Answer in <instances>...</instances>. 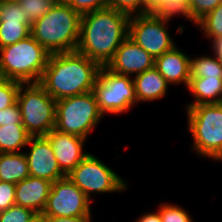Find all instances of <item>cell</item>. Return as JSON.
<instances>
[{"label": "cell", "instance_id": "1", "mask_svg": "<svg viewBox=\"0 0 222 222\" xmlns=\"http://www.w3.org/2000/svg\"><path fill=\"white\" fill-rule=\"evenodd\" d=\"M130 16L106 7L81 15L77 52L106 66L129 35Z\"/></svg>", "mask_w": 222, "mask_h": 222}, {"label": "cell", "instance_id": "2", "mask_svg": "<svg viewBox=\"0 0 222 222\" xmlns=\"http://www.w3.org/2000/svg\"><path fill=\"white\" fill-rule=\"evenodd\" d=\"M100 65L77 51L50 54L39 81L56 101L91 92Z\"/></svg>", "mask_w": 222, "mask_h": 222}, {"label": "cell", "instance_id": "3", "mask_svg": "<svg viewBox=\"0 0 222 222\" xmlns=\"http://www.w3.org/2000/svg\"><path fill=\"white\" fill-rule=\"evenodd\" d=\"M80 19L67 2L57 1L32 24L31 35L49 54L73 52L79 40Z\"/></svg>", "mask_w": 222, "mask_h": 222}, {"label": "cell", "instance_id": "4", "mask_svg": "<svg viewBox=\"0 0 222 222\" xmlns=\"http://www.w3.org/2000/svg\"><path fill=\"white\" fill-rule=\"evenodd\" d=\"M49 55L30 35L0 48V75L21 83H39Z\"/></svg>", "mask_w": 222, "mask_h": 222}, {"label": "cell", "instance_id": "5", "mask_svg": "<svg viewBox=\"0 0 222 222\" xmlns=\"http://www.w3.org/2000/svg\"><path fill=\"white\" fill-rule=\"evenodd\" d=\"M186 113L195 153L222 161V103L190 106Z\"/></svg>", "mask_w": 222, "mask_h": 222}, {"label": "cell", "instance_id": "6", "mask_svg": "<svg viewBox=\"0 0 222 222\" xmlns=\"http://www.w3.org/2000/svg\"><path fill=\"white\" fill-rule=\"evenodd\" d=\"M17 103L31 136H46L56 125V100L39 83H22Z\"/></svg>", "mask_w": 222, "mask_h": 222}, {"label": "cell", "instance_id": "7", "mask_svg": "<svg viewBox=\"0 0 222 222\" xmlns=\"http://www.w3.org/2000/svg\"><path fill=\"white\" fill-rule=\"evenodd\" d=\"M104 117L93 92L56 101V125L60 132L87 139Z\"/></svg>", "mask_w": 222, "mask_h": 222}, {"label": "cell", "instance_id": "8", "mask_svg": "<svg viewBox=\"0 0 222 222\" xmlns=\"http://www.w3.org/2000/svg\"><path fill=\"white\" fill-rule=\"evenodd\" d=\"M173 16L154 12L130 16L128 37L155 59L176 46L167 28Z\"/></svg>", "mask_w": 222, "mask_h": 222}, {"label": "cell", "instance_id": "9", "mask_svg": "<svg viewBox=\"0 0 222 222\" xmlns=\"http://www.w3.org/2000/svg\"><path fill=\"white\" fill-rule=\"evenodd\" d=\"M92 92L103 115L125 113L137 103L131 76L116 74L105 66L100 67Z\"/></svg>", "mask_w": 222, "mask_h": 222}, {"label": "cell", "instance_id": "10", "mask_svg": "<svg viewBox=\"0 0 222 222\" xmlns=\"http://www.w3.org/2000/svg\"><path fill=\"white\" fill-rule=\"evenodd\" d=\"M67 177L92 201L91 193L122 192L128 188L111 167L89 153Z\"/></svg>", "mask_w": 222, "mask_h": 222}, {"label": "cell", "instance_id": "11", "mask_svg": "<svg viewBox=\"0 0 222 222\" xmlns=\"http://www.w3.org/2000/svg\"><path fill=\"white\" fill-rule=\"evenodd\" d=\"M47 217H79L91 213V201L67 177L52 183L43 212Z\"/></svg>", "mask_w": 222, "mask_h": 222}, {"label": "cell", "instance_id": "12", "mask_svg": "<svg viewBox=\"0 0 222 222\" xmlns=\"http://www.w3.org/2000/svg\"><path fill=\"white\" fill-rule=\"evenodd\" d=\"M24 152L28 161L29 175L55 182L66 175L61 171L50 141L46 136H31Z\"/></svg>", "mask_w": 222, "mask_h": 222}, {"label": "cell", "instance_id": "13", "mask_svg": "<svg viewBox=\"0 0 222 222\" xmlns=\"http://www.w3.org/2000/svg\"><path fill=\"white\" fill-rule=\"evenodd\" d=\"M154 63L149 53L127 37L105 67L116 74L134 77L153 68Z\"/></svg>", "mask_w": 222, "mask_h": 222}, {"label": "cell", "instance_id": "14", "mask_svg": "<svg viewBox=\"0 0 222 222\" xmlns=\"http://www.w3.org/2000/svg\"><path fill=\"white\" fill-rule=\"evenodd\" d=\"M46 137L61 171L67 176L89 153L84 152L85 138L67 134L53 128Z\"/></svg>", "mask_w": 222, "mask_h": 222}, {"label": "cell", "instance_id": "15", "mask_svg": "<svg viewBox=\"0 0 222 222\" xmlns=\"http://www.w3.org/2000/svg\"><path fill=\"white\" fill-rule=\"evenodd\" d=\"M190 58L177 46L155 58L154 67L171 85L185 84L190 81Z\"/></svg>", "mask_w": 222, "mask_h": 222}, {"label": "cell", "instance_id": "16", "mask_svg": "<svg viewBox=\"0 0 222 222\" xmlns=\"http://www.w3.org/2000/svg\"><path fill=\"white\" fill-rule=\"evenodd\" d=\"M51 181L29 176L16 184L15 204L42 213L49 196Z\"/></svg>", "mask_w": 222, "mask_h": 222}, {"label": "cell", "instance_id": "17", "mask_svg": "<svg viewBox=\"0 0 222 222\" xmlns=\"http://www.w3.org/2000/svg\"><path fill=\"white\" fill-rule=\"evenodd\" d=\"M133 83L137 103L164 98L170 85L155 67L136 75Z\"/></svg>", "mask_w": 222, "mask_h": 222}, {"label": "cell", "instance_id": "18", "mask_svg": "<svg viewBox=\"0 0 222 222\" xmlns=\"http://www.w3.org/2000/svg\"><path fill=\"white\" fill-rule=\"evenodd\" d=\"M187 89L195 102L187 104L186 108L199 104L222 103V78L191 77Z\"/></svg>", "mask_w": 222, "mask_h": 222}, {"label": "cell", "instance_id": "19", "mask_svg": "<svg viewBox=\"0 0 222 222\" xmlns=\"http://www.w3.org/2000/svg\"><path fill=\"white\" fill-rule=\"evenodd\" d=\"M29 176L28 161L24 151L0 153V181L17 184Z\"/></svg>", "mask_w": 222, "mask_h": 222}, {"label": "cell", "instance_id": "20", "mask_svg": "<svg viewBox=\"0 0 222 222\" xmlns=\"http://www.w3.org/2000/svg\"><path fill=\"white\" fill-rule=\"evenodd\" d=\"M31 135L23 124L0 126V153L21 152L27 146Z\"/></svg>", "mask_w": 222, "mask_h": 222}, {"label": "cell", "instance_id": "21", "mask_svg": "<svg viewBox=\"0 0 222 222\" xmlns=\"http://www.w3.org/2000/svg\"><path fill=\"white\" fill-rule=\"evenodd\" d=\"M190 76L222 78V61L215 55L190 58Z\"/></svg>", "mask_w": 222, "mask_h": 222}, {"label": "cell", "instance_id": "22", "mask_svg": "<svg viewBox=\"0 0 222 222\" xmlns=\"http://www.w3.org/2000/svg\"><path fill=\"white\" fill-rule=\"evenodd\" d=\"M32 23L0 22V48L15 44L31 35Z\"/></svg>", "mask_w": 222, "mask_h": 222}, {"label": "cell", "instance_id": "23", "mask_svg": "<svg viewBox=\"0 0 222 222\" xmlns=\"http://www.w3.org/2000/svg\"><path fill=\"white\" fill-rule=\"evenodd\" d=\"M195 25H198L199 29L203 30L206 35L205 38L214 40L222 37V2Z\"/></svg>", "mask_w": 222, "mask_h": 222}, {"label": "cell", "instance_id": "24", "mask_svg": "<svg viewBox=\"0 0 222 222\" xmlns=\"http://www.w3.org/2000/svg\"><path fill=\"white\" fill-rule=\"evenodd\" d=\"M25 17L33 24L42 18L57 2V0H18Z\"/></svg>", "mask_w": 222, "mask_h": 222}, {"label": "cell", "instance_id": "25", "mask_svg": "<svg viewBox=\"0 0 222 222\" xmlns=\"http://www.w3.org/2000/svg\"><path fill=\"white\" fill-rule=\"evenodd\" d=\"M221 2L222 0H190L188 7L181 15L188 19V21L196 24Z\"/></svg>", "mask_w": 222, "mask_h": 222}, {"label": "cell", "instance_id": "26", "mask_svg": "<svg viewBox=\"0 0 222 222\" xmlns=\"http://www.w3.org/2000/svg\"><path fill=\"white\" fill-rule=\"evenodd\" d=\"M162 222H193L184 208L169 203H160L158 207Z\"/></svg>", "mask_w": 222, "mask_h": 222}, {"label": "cell", "instance_id": "27", "mask_svg": "<svg viewBox=\"0 0 222 222\" xmlns=\"http://www.w3.org/2000/svg\"><path fill=\"white\" fill-rule=\"evenodd\" d=\"M22 83L4 79L0 83V110H4L17 102V95Z\"/></svg>", "mask_w": 222, "mask_h": 222}, {"label": "cell", "instance_id": "28", "mask_svg": "<svg viewBox=\"0 0 222 222\" xmlns=\"http://www.w3.org/2000/svg\"><path fill=\"white\" fill-rule=\"evenodd\" d=\"M19 21V23H31L24 14L20 4L16 2L0 3V22Z\"/></svg>", "mask_w": 222, "mask_h": 222}, {"label": "cell", "instance_id": "29", "mask_svg": "<svg viewBox=\"0 0 222 222\" xmlns=\"http://www.w3.org/2000/svg\"><path fill=\"white\" fill-rule=\"evenodd\" d=\"M108 7L116 9L129 16L149 13L142 0H108Z\"/></svg>", "mask_w": 222, "mask_h": 222}, {"label": "cell", "instance_id": "30", "mask_svg": "<svg viewBox=\"0 0 222 222\" xmlns=\"http://www.w3.org/2000/svg\"><path fill=\"white\" fill-rule=\"evenodd\" d=\"M34 214L31 209L15 204L0 211V222H28Z\"/></svg>", "mask_w": 222, "mask_h": 222}, {"label": "cell", "instance_id": "31", "mask_svg": "<svg viewBox=\"0 0 222 222\" xmlns=\"http://www.w3.org/2000/svg\"><path fill=\"white\" fill-rule=\"evenodd\" d=\"M66 2L80 15L108 7V0H67Z\"/></svg>", "mask_w": 222, "mask_h": 222}, {"label": "cell", "instance_id": "32", "mask_svg": "<svg viewBox=\"0 0 222 222\" xmlns=\"http://www.w3.org/2000/svg\"><path fill=\"white\" fill-rule=\"evenodd\" d=\"M16 184L0 181V211L15 205Z\"/></svg>", "mask_w": 222, "mask_h": 222}, {"label": "cell", "instance_id": "33", "mask_svg": "<svg viewBox=\"0 0 222 222\" xmlns=\"http://www.w3.org/2000/svg\"><path fill=\"white\" fill-rule=\"evenodd\" d=\"M8 124H22L21 111L18 103L1 110V126Z\"/></svg>", "mask_w": 222, "mask_h": 222}, {"label": "cell", "instance_id": "34", "mask_svg": "<svg viewBox=\"0 0 222 222\" xmlns=\"http://www.w3.org/2000/svg\"><path fill=\"white\" fill-rule=\"evenodd\" d=\"M189 3L190 0H167V14L181 15Z\"/></svg>", "mask_w": 222, "mask_h": 222}, {"label": "cell", "instance_id": "35", "mask_svg": "<svg viewBox=\"0 0 222 222\" xmlns=\"http://www.w3.org/2000/svg\"><path fill=\"white\" fill-rule=\"evenodd\" d=\"M148 12L167 13V0H142Z\"/></svg>", "mask_w": 222, "mask_h": 222}, {"label": "cell", "instance_id": "36", "mask_svg": "<svg viewBox=\"0 0 222 222\" xmlns=\"http://www.w3.org/2000/svg\"><path fill=\"white\" fill-rule=\"evenodd\" d=\"M91 213L79 217H48V222H91Z\"/></svg>", "mask_w": 222, "mask_h": 222}, {"label": "cell", "instance_id": "37", "mask_svg": "<svg viewBox=\"0 0 222 222\" xmlns=\"http://www.w3.org/2000/svg\"><path fill=\"white\" fill-rule=\"evenodd\" d=\"M135 222H162L159 210L142 214Z\"/></svg>", "mask_w": 222, "mask_h": 222}, {"label": "cell", "instance_id": "38", "mask_svg": "<svg viewBox=\"0 0 222 222\" xmlns=\"http://www.w3.org/2000/svg\"><path fill=\"white\" fill-rule=\"evenodd\" d=\"M211 43L213 54L222 61V37L212 40Z\"/></svg>", "mask_w": 222, "mask_h": 222}, {"label": "cell", "instance_id": "39", "mask_svg": "<svg viewBox=\"0 0 222 222\" xmlns=\"http://www.w3.org/2000/svg\"><path fill=\"white\" fill-rule=\"evenodd\" d=\"M28 222H48V217L44 213H35Z\"/></svg>", "mask_w": 222, "mask_h": 222}, {"label": "cell", "instance_id": "40", "mask_svg": "<svg viewBox=\"0 0 222 222\" xmlns=\"http://www.w3.org/2000/svg\"><path fill=\"white\" fill-rule=\"evenodd\" d=\"M16 1H18V0H0V3L1 2H16Z\"/></svg>", "mask_w": 222, "mask_h": 222}, {"label": "cell", "instance_id": "41", "mask_svg": "<svg viewBox=\"0 0 222 222\" xmlns=\"http://www.w3.org/2000/svg\"><path fill=\"white\" fill-rule=\"evenodd\" d=\"M4 80V78L0 75V83Z\"/></svg>", "mask_w": 222, "mask_h": 222}, {"label": "cell", "instance_id": "42", "mask_svg": "<svg viewBox=\"0 0 222 222\" xmlns=\"http://www.w3.org/2000/svg\"><path fill=\"white\" fill-rule=\"evenodd\" d=\"M0 126H1V110H0Z\"/></svg>", "mask_w": 222, "mask_h": 222}]
</instances>
